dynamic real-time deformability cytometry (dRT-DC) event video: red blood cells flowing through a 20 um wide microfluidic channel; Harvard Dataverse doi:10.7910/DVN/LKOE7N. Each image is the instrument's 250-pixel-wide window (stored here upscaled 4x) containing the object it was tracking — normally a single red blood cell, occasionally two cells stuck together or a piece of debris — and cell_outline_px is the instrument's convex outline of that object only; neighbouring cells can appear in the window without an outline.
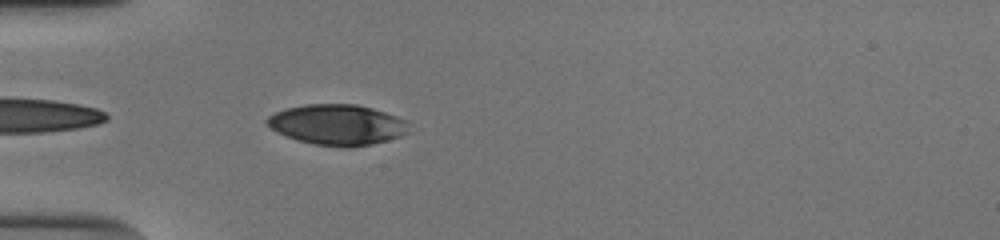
{"species": "human", "species_latin": "Homo sapiens", "temperature_condition": "cold", "stored_images_in_passage": 38, "camera_frame_rate_fps": 3000, "um_per_image_px": 0.085, "donor": {"sex": "male"}, "frame": {"image": 1, "passage_image": 2, "time_ms": 0.333, "image_size_px": [1000, 240], "cell_outline_px": [[408, 132], [400, 136], [388, 140], [372, 144], [352, 148], [348, 148], [312, 144], [288, 136], [272, 128], [264, 120], [268, 116], [276, 112], [288, 108], [304, 104], [356, 104], [372, 108], [396, 116], [404, 120], [408, 124]], "centroid_in_image_um": [28.69, 10.6], "position_along_channel_um": 56.3, "area_um2": 33.29}}
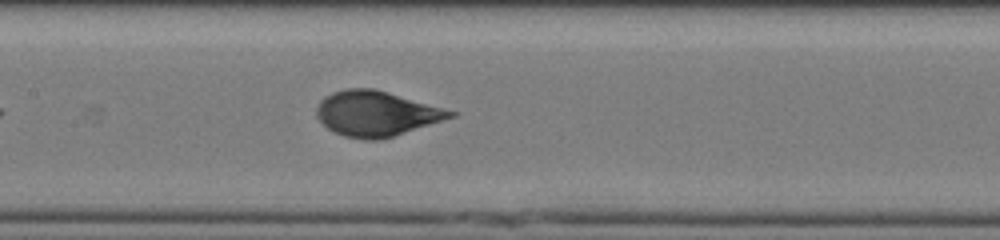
{"frame": {"image": 2, "passage_image": 12, "time_ms": 3.667, "image_size_px": [1000, 240], "cell_outline_px": [[456, 116], [380, 140], [364, 140], [344, 136], [328, 128], [316, 116], [316, 108], [320, 100], [324, 96], [332, 92], [344, 88], [376, 88], [456, 112]], "centroid_in_image_um": [31.94, 9.64], "position_along_channel_um": 175.5, "area_um2": 35.03}}
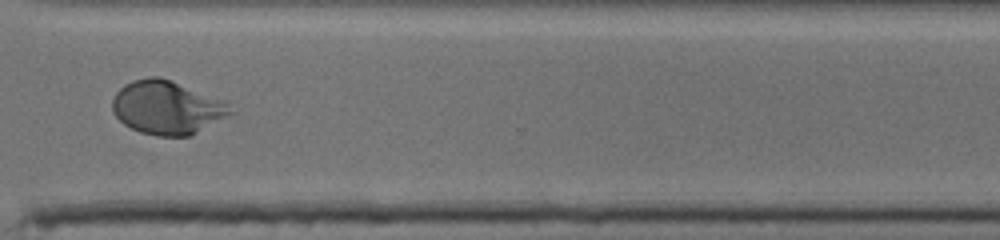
{"frame": {"image": 3, "passage_image": 26, "time_ms": 8.333, "image_size_px": [1000, 240], "cell_outline_px": [[236, 112], [188, 136], [156, 136], [140, 132], [124, 124], [112, 112], [112, 100], [116, 92], [124, 84], [132, 80], [148, 76], [160, 76], [172, 80], [228, 100]], "centroid_in_image_um": [14.24, 9.11], "position_along_channel_um": 356.4, "area_um2": 37.45}, "authors_computed_cell_mechanics": {"area_um2": 35.2869, "velocity_mm_per_s": 3.879, "shape_relaxation_time_tau1_ms": 3.163, "shape_relaxation_time_tau2_ms": null, "deformation_change_tau1": 0.1664, "deformation_change_tau2": null}}